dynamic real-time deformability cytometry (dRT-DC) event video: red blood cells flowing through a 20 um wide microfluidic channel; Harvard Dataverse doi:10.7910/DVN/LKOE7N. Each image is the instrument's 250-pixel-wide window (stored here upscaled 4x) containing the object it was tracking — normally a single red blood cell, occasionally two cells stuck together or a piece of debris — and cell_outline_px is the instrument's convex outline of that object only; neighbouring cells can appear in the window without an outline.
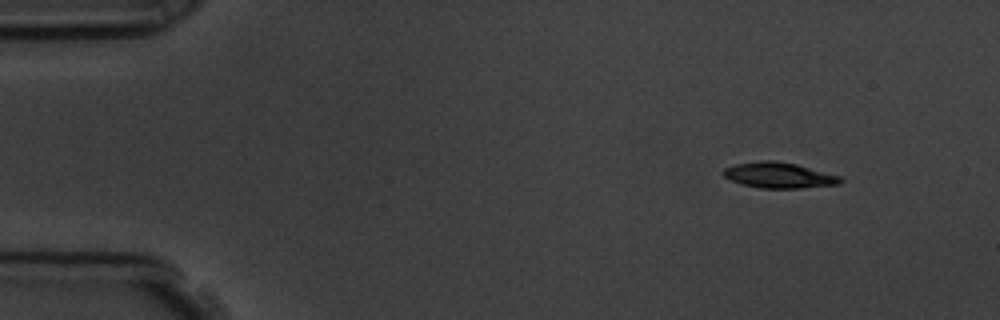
{"species": "common noctule bat (a hibernating species)", "species_latin": "Nyctalus noctula", "temperature_condition": "room temperature", "stored_images_in_passage": 4, "camera_frame_rate_fps": 3000, "um_per_image_px": 0.085, "animal": {"sex": "male", "body_mass_g": 19.5, "forearm_length_mm": 54.6}, "frame": {"image": 1, "passage_image": 4, "time_ms": 4.333, "image_size_px": [1000, 320], "cell_outline_px": [[844, 180], [840, 184], [800, 188], [760, 188], [744, 184], [732, 180], [724, 176], [720, 172], [724, 168], [736, 164], [760, 160], [776, 160], [796, 164], [844, 176]], "centroid_in_image_um": [66.27, 14.88], "position_along_channel_um": 18.7, "area_um2": 17.69}}